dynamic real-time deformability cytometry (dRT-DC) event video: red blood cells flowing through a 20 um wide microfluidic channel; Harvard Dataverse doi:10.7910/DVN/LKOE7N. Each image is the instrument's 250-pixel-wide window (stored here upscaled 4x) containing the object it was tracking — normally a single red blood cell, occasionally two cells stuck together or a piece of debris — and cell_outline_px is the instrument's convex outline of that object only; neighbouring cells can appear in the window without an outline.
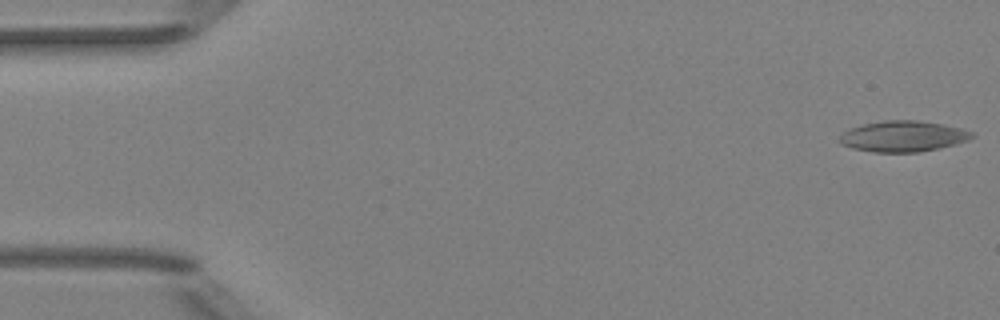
{"species": "Egyptian fruit bat (a non-hibernating species)", "species_latin": "Rousettus aegyptiacus", "temperature_condition": "room temperature", "stored_images_in_passage": 52, "camera_frame_rate_fps": 3000, "um_per_image_px": 0.085, "animal": {"sex": "female"}, "frame": {"image": 1, "passage_image": 1, "time_ms": 0.0, "image_size_px": [1000, 320], "cell_outline_px": [[976, 136], [968, 140], [920, 152], [872, 152], [852, 148], [840, 144], [840, 136], [848, 128], [864, 124], [884, 120], [916, 120], [940, 124], [960, 128], [972, 132]], "centroid_in_image_um": [76.72, 11.58], "position_along_channel_um": 8.3, "area_um2": 23.58}}
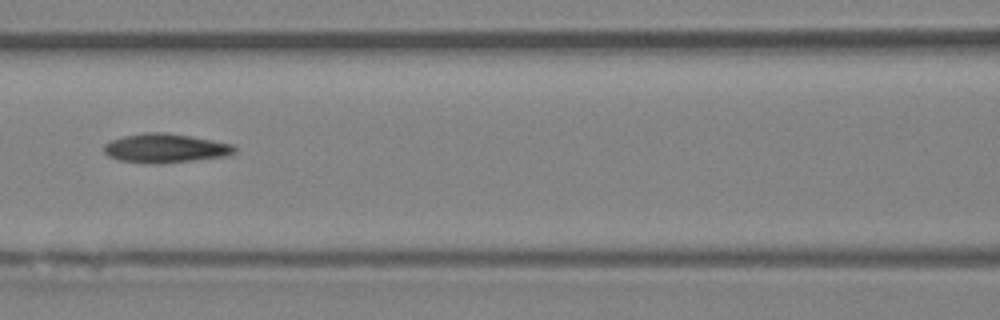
{"frame": {"image": 2, "passage_image": 23, "time_ms": 7.333, "image_size_px": [1000, 320], "cell_outline_px": [[236, 152], [228, 156], [160, 164], [144, 164], [120, 160], [108, 156], [104, 152], [104, 144], [112, 140], [124, 136], [144, 132], [164, 132], [192, 136], [232, 144], [236, 148]], "centroid_in_image_um": [14.05, 12.6], "position_along_channel_um": 152.5, "area_um2": 22.31}}
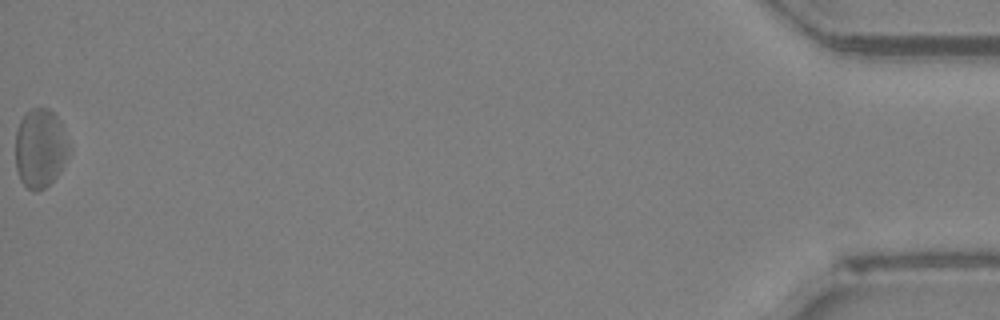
{"frame": {"image": 3, "passage_image": 52, "time_ms": 17.0, "image_size_px": [1000, 320], "cell_outline_px": [[72, 152], [56, 176], [44, 188], [36, 192], [32, 192], [20, 180], [16, 168], [16, 132], [20, 120], [24, 112], [32, 108], [48, 108], [60, 120]], "centroid_in_image_um": [3.43, 12.59], "position_along_channel_um": 431.8, "area_um2": 24.91}, "authors_computed_cell_mechanics": {"area_um2": 22.3975, "velocity_mm_per_s": 3.9557, "shape_relaxation_time_tau1_ms": null, "shape_relaxation_time_tau2_ms": 9.7418, "deformation_change_tau1": null, "deformation_change_tau2": 0.2175}}